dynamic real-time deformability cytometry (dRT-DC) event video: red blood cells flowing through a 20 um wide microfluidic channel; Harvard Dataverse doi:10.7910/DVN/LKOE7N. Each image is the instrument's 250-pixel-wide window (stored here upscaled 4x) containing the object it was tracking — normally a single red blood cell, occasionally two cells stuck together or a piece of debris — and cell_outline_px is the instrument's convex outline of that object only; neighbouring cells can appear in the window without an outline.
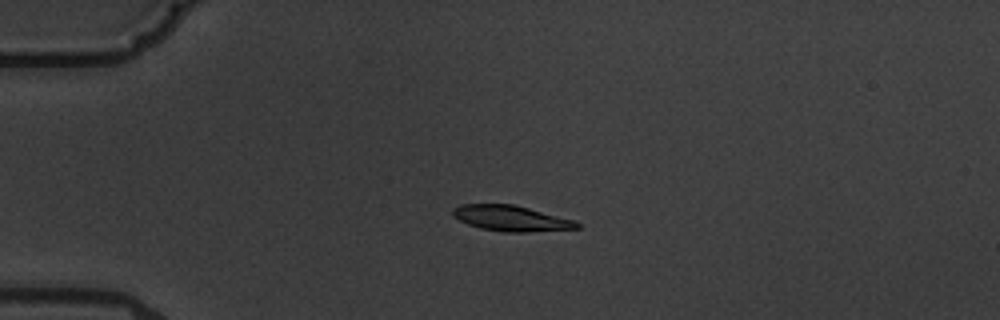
{"species": "common noctule bat (a hibernating species)", "species_latin": "Nyctalus noctula", "temperature_condition": "warm", "stored_images_in_passage": 5, "camera_frame_rate_fps": 3000, "um_per_image_px": 0.085, "animal": {"sex": "male", "body_mass_g": 19.5, "forearm_length_mm": 54.6}, "frame": {"image": 1, "passage_image": 4, "time_ms": 3.667, "image_size_px": [1000, 320], "cell_outline_px": [[580, 228], [528, 232], [504, 232], [480, 228], [468, 224], [452, 216], [452, 208], [460, 204], [512, 204], [576, 220], [580, 224]], "centroid_in_image_um": [43.44, 18.56], "position_along_channel_um": 41.6, "area_um2": 18.55}}